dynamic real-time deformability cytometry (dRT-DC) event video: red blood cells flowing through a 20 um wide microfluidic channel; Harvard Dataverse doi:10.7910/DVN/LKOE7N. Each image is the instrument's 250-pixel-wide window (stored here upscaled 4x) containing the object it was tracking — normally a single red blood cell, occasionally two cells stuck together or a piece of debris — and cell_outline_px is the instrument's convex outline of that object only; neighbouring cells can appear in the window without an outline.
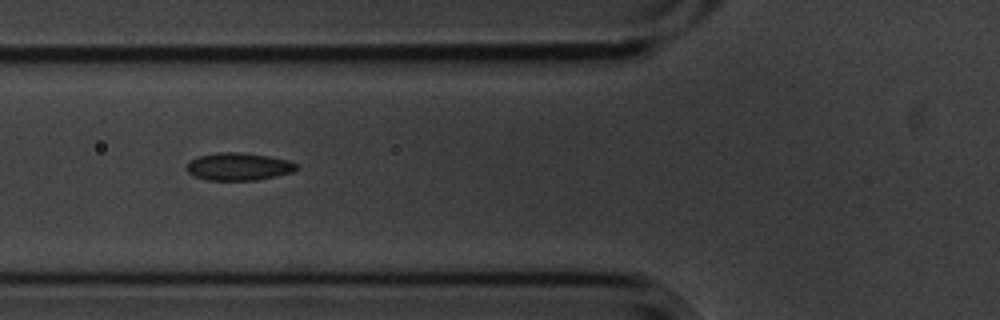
{"species": "common noctule bat (a hibernating species)", "species_latin": "Nyctalus noctula", "temperature_condition": "cold", "stored_images_in_passage": 4, "camera_frame_rate_fps": 3000, "um_per_image_px": 0.085, "animal": {"sex": "male", "body_mass_g": 20.1, "forearm_length_mm": 53.5}, "frame": {"image": 1, "passage_image": 4, "time_ms": 1.0, "image_size_px": [1000, 320], "cell_outline_px": [[300, 168], [292, 172], [276, 176], [256, 180], [208, 180], [192, 176], [184, 168], [192, 160], [200, 156], [220, 152], [240, 152], [268, 156], [288, 160], [296, 164]], "centroid_in_image_um": [20.28, 14.17], "position_along_channel_um": 105.5, "area_um2": 17.63}}